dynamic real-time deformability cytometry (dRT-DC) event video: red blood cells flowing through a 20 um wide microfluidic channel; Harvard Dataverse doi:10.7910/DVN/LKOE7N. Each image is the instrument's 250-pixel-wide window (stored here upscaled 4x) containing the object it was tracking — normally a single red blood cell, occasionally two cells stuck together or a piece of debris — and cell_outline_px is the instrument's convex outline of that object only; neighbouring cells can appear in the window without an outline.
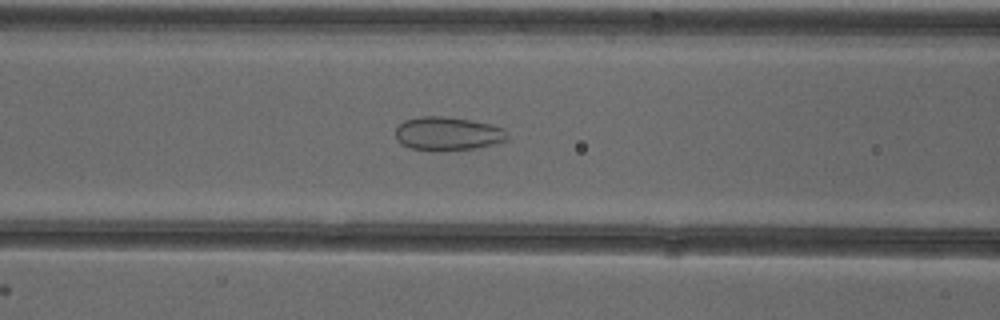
{"species": "common noctule bat (a hibernating species)", "species_latin": "Nyctalus noctula", "temperature_condition": "cold", "stored_images_in_passage": 53, "camera_frame_rate_fps": 3000, "um_per_image_px": 0.085, "animal": {"sex": "female"}, "frame": {"image": 1, "passage_image": 22, "time_ms": 7.0, "image_size_px": [1000, 320], "cell_outline_px": [[508, 140], [476, 148], [412, 148], [396, 140], [396, 128], [404, 120], [420, 116], [444, 116], [472, 120], [492, 124], [504, 128], [508, 136]], "centroid_in_image_um": [38.1, 11.3], "position_along_channel_um": 128.5, "area_um2": 21.21}}
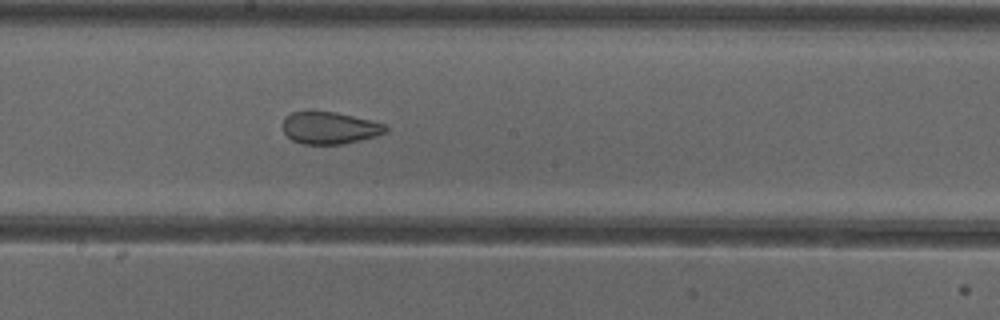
{"frame": {"image": 2, "passage_image": 29, "time_ms": 9.333, "image_size_px": [1000, 320], "cell_outline_px": [[388, 132], [376, 136], [360, 140], [340, 144], [304, 144], [292, 140], [284, 132], [284, 120], [292, 112], [308, 108], [336, 112], [372, 120], [384, 124], [388, 128]], "centroid_in_image_um": [28.02, 10.83], "position_along_channel_um": 220.2, "area_um2": 19.65}}
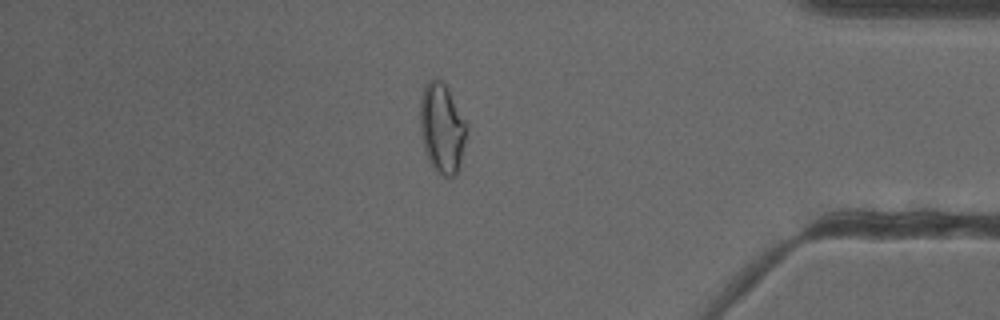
{"frame": {"image": 3, "passage_image": 45, "time_ms": 14.667, "image_size_px": [1000, 320], "cell_outline_px": [[468, 128], [460, 168], [456, 176], [444, 176], [436, 172], [432, 168], [424, 152], [420, 136], [420, 100], [424, 84], [428, 80], [440, 80], [444, 84], [468, 124]], "centroid_in_image_um": [37.56, 10.96], "position_along_channel_um": 397.6, "area_um2": 24.8}, "authors_computed_cell_mechanics": {"area_um2": 24.7962, "velocity_mm_per_s": 3.9172, "shape_relaxation_time_tau1_ms": null, "shape_relaxation_time_tau2_ms": 1.0628, "deformation_change_tau1": null, "deformation_change_tau2": 0.0754}}